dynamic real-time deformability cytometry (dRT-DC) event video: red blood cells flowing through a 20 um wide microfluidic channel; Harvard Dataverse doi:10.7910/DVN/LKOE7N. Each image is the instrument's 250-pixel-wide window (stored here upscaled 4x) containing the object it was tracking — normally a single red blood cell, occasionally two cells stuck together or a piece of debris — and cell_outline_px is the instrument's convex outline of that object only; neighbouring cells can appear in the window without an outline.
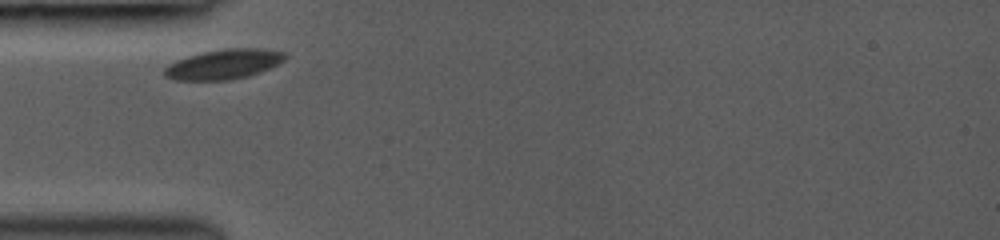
{"species": "common noctule bat (a hibernating species)", "species_latin": "Nyctalus noctula", "temperature_condition": "room temperature", "stored_images_in_passage": 3, "camera_frame_rate_fps": 3000, "um_per_image_px": 0.085, "animal": {"sex": "female", "body_mass_g": 19.0, "forearm_length_mm": 53.3}, "frame": {"image": 1, "passage_image": 1, "time_ms": 0.0, "image_size_px": [1000, 240], "cell_outline_px": [[288, 56], [284, 60], [268, 68], [248, 76], [232, 80], [176, 80], [164, 76], [164, 68], [176, 60], [188, 56], [204, 52], [224, 48], [260, 48], [284, 52]], "centroid_in_image_um": [19.01, 5.46], "position_along_channel_um": 66.0, "area_um2": 20.87}}
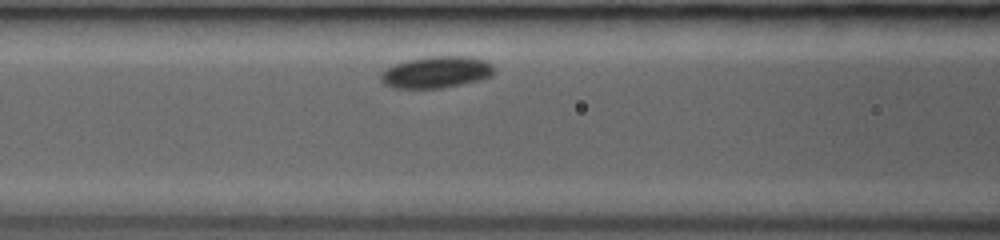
{"frame": {"image": 2, "passage_image": 3, "time_ms": 1.667, "image_size_px": [1000, 240], "cell_outline_px": [[492, 76], [480, 80], [440, 88], [392, 88], [384, 84], [380, 80], [380, 72], [396, 64], [408, 60], [428, 56], [468, 56], [484, 60], [492, 64]], "centroid_in_image_um": [37.06, 6.13], "position_along_channel_um": 129.5, "area_um2": 20.81}}